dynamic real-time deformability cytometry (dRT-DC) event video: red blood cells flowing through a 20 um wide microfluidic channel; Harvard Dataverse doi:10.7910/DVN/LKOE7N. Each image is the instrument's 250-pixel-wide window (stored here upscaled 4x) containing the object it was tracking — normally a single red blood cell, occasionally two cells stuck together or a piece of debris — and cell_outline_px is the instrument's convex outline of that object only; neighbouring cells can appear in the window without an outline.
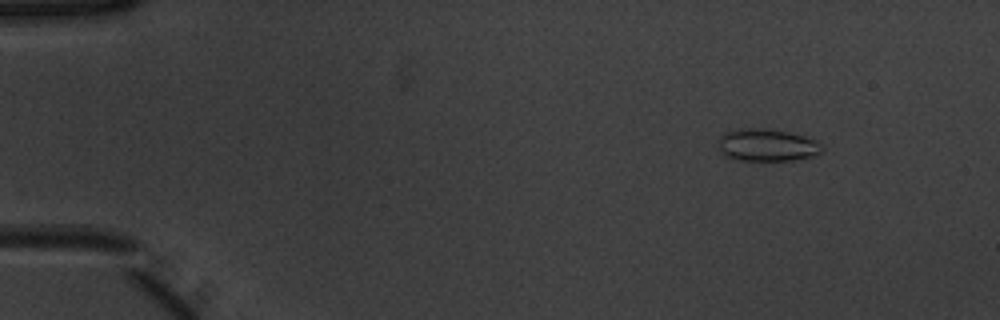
{"species": "common noctule bat (a hibernating species)", "species_latin": "Nyctalus noctula", "temperature_condition": "warm", "stored_images_in_passage": 52, "camera_frame_rate_fps": 3000, "um_per_image_px": 0.085, "animal": {"sex": "male", "body_mass_g": 20.1, "forearm_length_mm": 53.5}, "frame": {"image": 1, "passage_image": 6, "time_ms": 1.667, "image_size_px": [1000, 320], "cell_outline_px": [[824, 148], [816, 156], [792, 160], [740, 160], [724, 156], [720, 152], [720, 136], [724, 132], [740, 128], [764, 128], [788, 132], [804, 136], [816, 140], [824, 144]], "centroid_in_image_um": [65.23, 12.33], "position_along_channel_um": 19.8, "area_um2": 19.71}}
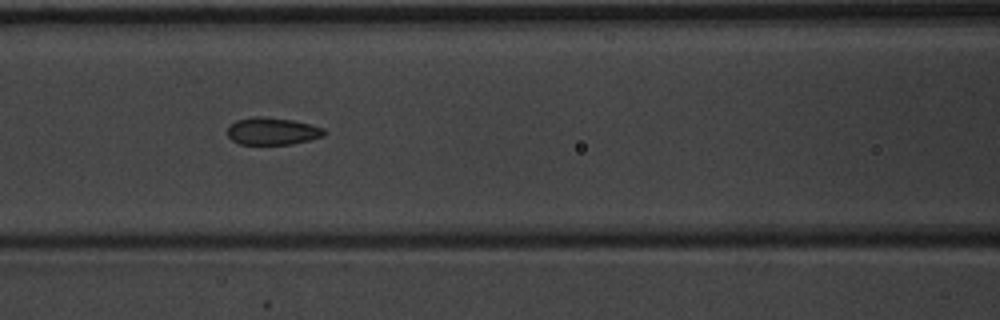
{"frame": {"image": 2, "passage_image": 23, "time_ms": 7.333, "image_size_px": [1000, 320], "cell_outline_px": [[328, 132], [324, 136], [292, 144], [240, 144], [232, 140], [228, 136], [228, 128], [236, 120], [252, 116], [264, 116], [292, 120], [324, 128]], "centroid_in_image_um": [23.16, 11.14], "position_along_channel_um": 143.4, "area_um2": 15.37}}
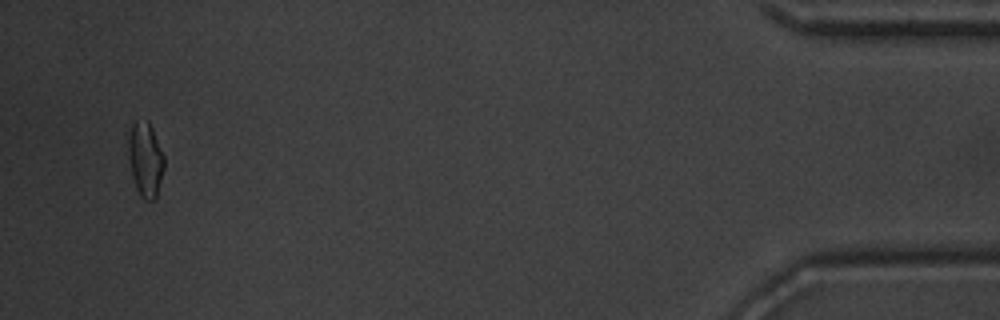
{"frame": {"image": 3, "passage_image": 50, "time_ms": 16.333, "image_size_px": [1000, 320], "cell_outline_px": [[164, 168], [156, 196], [152, 200], [144, 200], [140, 196], [136, 188], [132, 176], [128, 156], [124, 132], [136, 120], [148, 120], [152, 128], [164, 156]], "centroid_in_image_um": [12.29, 13.47], "position_along_channel_um": 422.9, "area_um2": 16.07}, "authors_computed_cell_mechanics": {"area_um2": 15.8661, "velocity_mm_per_s": 3.9386, "shape_relaxation_time_tau1_ms": 7.5734, "shape_relaxation_time_tau2_ms": 1.1821, "deformation_change_tau1": 0.1581, "deformation_change_tau2": 0.0751}}